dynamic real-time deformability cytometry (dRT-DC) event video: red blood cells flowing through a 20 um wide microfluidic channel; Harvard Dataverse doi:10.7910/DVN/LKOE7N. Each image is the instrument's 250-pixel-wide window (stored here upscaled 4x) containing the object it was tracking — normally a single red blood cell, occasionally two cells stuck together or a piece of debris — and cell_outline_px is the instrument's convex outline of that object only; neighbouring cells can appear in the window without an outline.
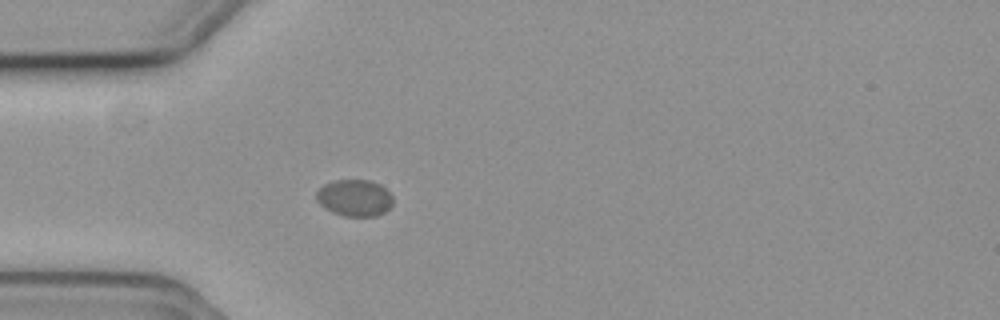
{"species": "common noctule bat (a hibernating species)", "species_latin": "Nyctalus noctula", "temperature_condition": "cold", "stored_images_in_passage": 57, "camera_frame_rate_fps": 3000, "um_per_image_px": 0.085, "animal": {"sex": "female", "body_mass_g": 19.3, "forearm_length_mm": 54.1}, "frame": {"image": 1, "passage_image": 17, "time_ms": 5.333, "image_size_px": [1000, 320], "cell_outline_px": [[392, 204], [384, 212], [376, 216], [344, 216], [332, 212], [324, 208], [316, 200], [316, 192], [324, 184], [336, 180], [372, 180], [380, 184], [392, 196]], "centroid_in_image_um": [30.12, 16.82], "position_along_channel_um": 54.9, "area_um2": 16.36}}
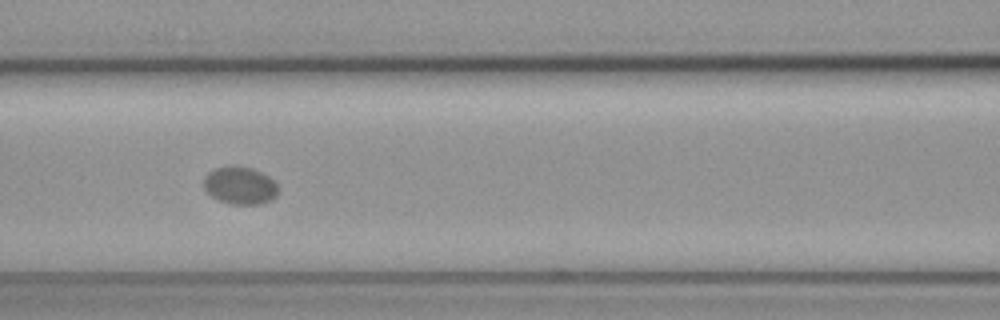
{"frame": {"image": 2, "passage_image": 25, "time_ms": 8.0, "image_size_px": [1000, 320], "cell_outline_px": [[280, 188], [276, 196], [272, 200], [260, 204], [232, 204], [220, 200], [212, 196], [204, 188], [204, 180], [208, 172], [216, 168], [252, 168], [268, 176]], "centroid_in_image_um": [20.44, 15.81], "position_along_channel_um": 146.2, "area_um2": 15.84}}
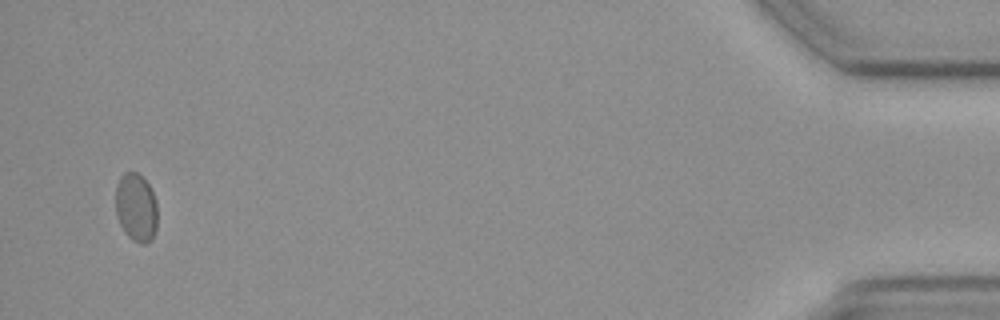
{"frame": {"image": 3, "passage_image": 55, "time_ms": 18.0, "image_size_px": [1000, 320], "cell_outline_px": [[156, 232], [152, 240], [148, 244], [140, 244], [132, 240], [124, 232], [120, 224], [116, 212], [116, 184], [120, 176], [124, 172], [136, 172], [148, 184], [156, 200]], "centroid_in_image_um": [11.57, 17.67], "position_along_channel_um": 423.6, "area_um2": 16.76}}